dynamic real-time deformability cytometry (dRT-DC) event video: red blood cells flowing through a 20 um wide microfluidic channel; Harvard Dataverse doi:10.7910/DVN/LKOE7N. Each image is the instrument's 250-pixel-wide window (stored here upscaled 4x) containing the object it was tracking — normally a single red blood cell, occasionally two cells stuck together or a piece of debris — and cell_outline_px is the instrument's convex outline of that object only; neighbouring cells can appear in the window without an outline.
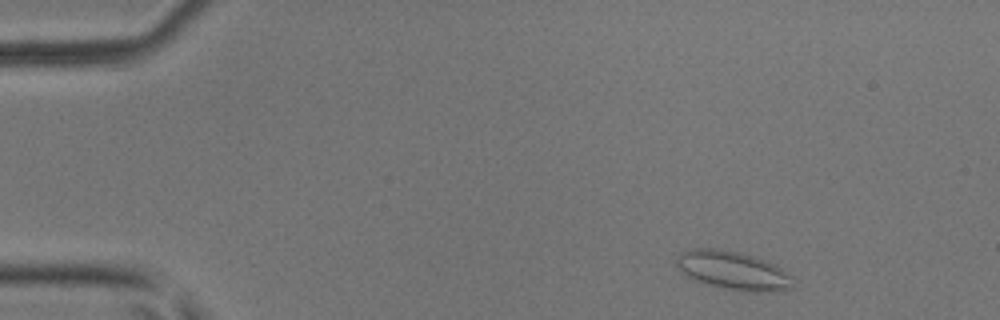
{"species": "common noctule bat (a hibernating species)", "species_latin": "Nyctalus noctula", "temperature_condition": "room temperature", "stored_images_in_passage": 8, "camera_frame_rate_fps": 3000, "um_per_image_px": 0.085, "animal": {"sex": "male", "body_mass_g": 17.9, "forearm_length_mm": 54.2}, "frame": {"image": 1, "passage_image": 3, "time_ms": 0.667, "image_size_px": [1000, 320], "cell_outline_px": [[792, 276], [788, 288], [768, 292], [752, 292], [724, 288], [708, 284], [696, 280], [688, 276], [676, 264], [676, 260], [680, 252], [692, 248], [716, 248], [740, 252], [768, 260], [776, 264]], "centroid_in_image_um": [62.3, 22.96], "position_along_channel_um": 22.7, "area_um2": 25.89}}